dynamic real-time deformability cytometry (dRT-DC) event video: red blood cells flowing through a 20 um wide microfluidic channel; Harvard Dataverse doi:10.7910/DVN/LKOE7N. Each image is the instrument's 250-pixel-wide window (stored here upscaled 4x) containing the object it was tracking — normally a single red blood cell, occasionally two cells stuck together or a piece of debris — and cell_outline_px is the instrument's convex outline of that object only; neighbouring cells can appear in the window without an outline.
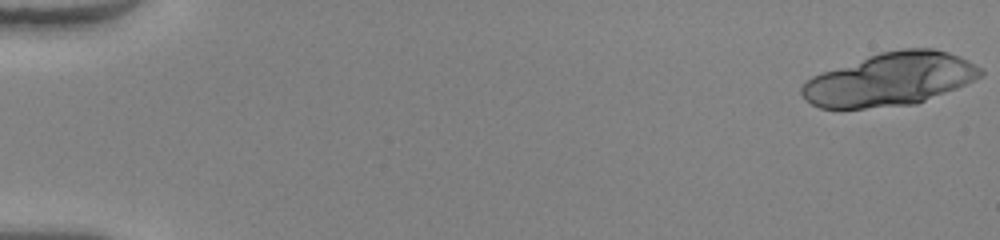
{"species": "human", "species_latin": "Homo sapiens", "temperature_condition": "warm", "stored_images_in_passage": 23, "camera_frame_rate_fps": 3000, "um_per_image_px": 0.085, "donor": {"sex": "female"}, "frame": {"image": 1, "passage_image": 1, "time_ms": 0.0, "image_size_px": [1000, 240], "cell_outline_px": [[984, 76], [956, 88], [916, 104], [864, 108], [820, 108], [812, 104], [800, 92], [800, 88], [812, 76], [868, 56], [880, 52], [904, 48], [932, 48], [948, 52], [960, 56], [984, 68]], "centroid_in_image_um": [75.72, 6.74], "position_along_channel_um": 9.3, "area_um2": 55.03}}
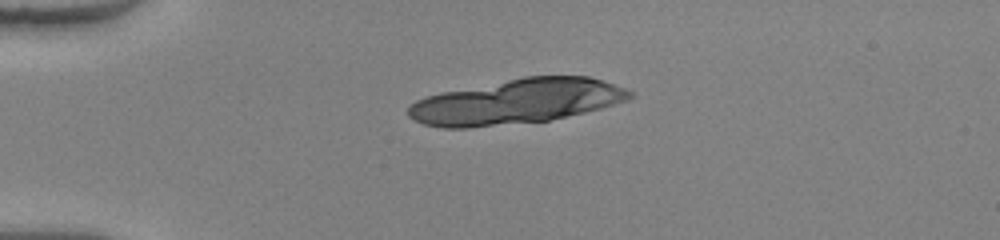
{"frame": {"image": 2, "passage_image": 13, "time_ms": 4.0, "image_size_px": [1000, 240], "cell_outline_px": [[636, 96], [628, 100], [600, 108], [584, 112], [548, 120], [468, 128], [440, 128], [424, 124], [408, 116], [408, 108], [416, 100], [440, 92], [524, 76], [588, 76], [604, 80], [624, 88], [632, 92]], "centroid_in_image_um": [43.91, 8.62], "position_along_channel_um": 41.1, "area_um2": 57.74}}